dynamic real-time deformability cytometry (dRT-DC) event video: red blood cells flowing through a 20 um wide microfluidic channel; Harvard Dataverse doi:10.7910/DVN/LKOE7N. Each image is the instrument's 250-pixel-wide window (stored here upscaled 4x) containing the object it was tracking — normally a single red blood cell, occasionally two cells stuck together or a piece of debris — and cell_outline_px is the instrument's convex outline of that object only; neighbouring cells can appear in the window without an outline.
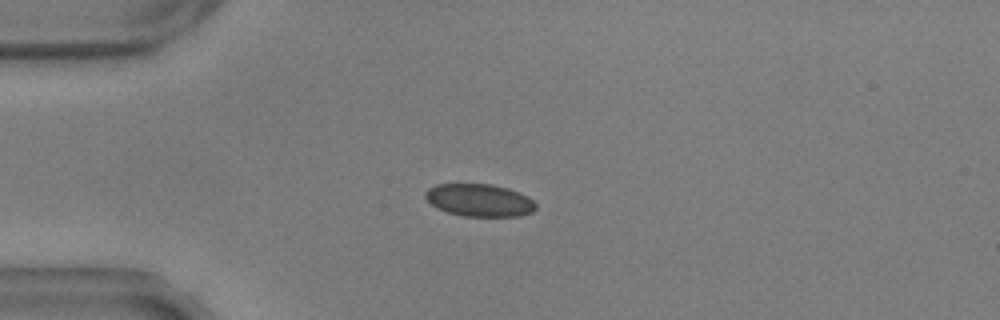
{"species": "common noctule bat (a hibernating species)", "species_latin": "Nyctalus noctula", "temperature_condition": "warm", "stored_images_in_passage": 47, "camera_frame_rate_fps": 3000, "um_per_image_px": 0.085, "animal": {"sex": "male", "body_mass_g": 17.9, "forearm_length_mm": 54.2}, "frame": {"image": 1, "passage_image": 5, "time_ms": 1.333, "image_size_px": [1000, 320], "cell_outline_px": [[536, 208], [532, 212], [520, 216], [464, 216], [448, 212], [436, 208], [424, 196], [424, 192], [428, 188], [436, 184], [492, 184], [508, 188], [520, 192], [528, 196], [536, 204]], "centroid_in_image_um": [40.75, 17.01], "position_along_channel_um": 44.2, "area_um2": 21.04}}
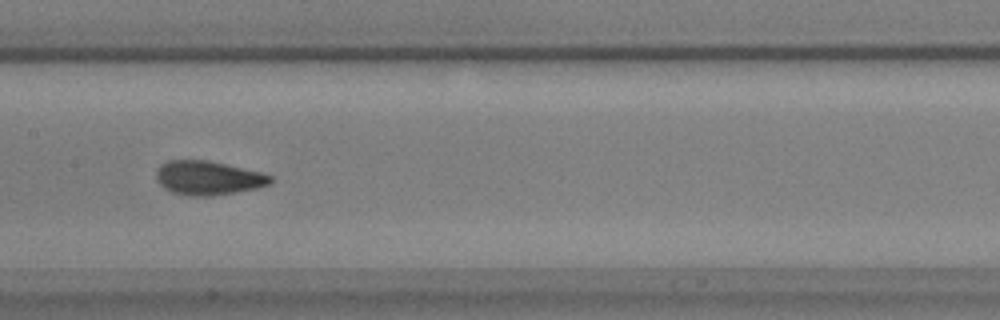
{"frame": {"image": 2, "passage_image": 19, "time_ms": 6.0, "image_size_px": [1000, 320], "cell_outline_px": [[272, 184], [256, 188], [236, 192], [208, 196], [192, 196], [172, 192], [164, 188], [156, 180], [156, 168], [160, 164], [168, 160], [208, 160], [260, 172], [272, 176]], "centroid_in_image_um": [17.66, 15.12], "position_along_channel_um": 189.7, "area_um2": 22.66}}
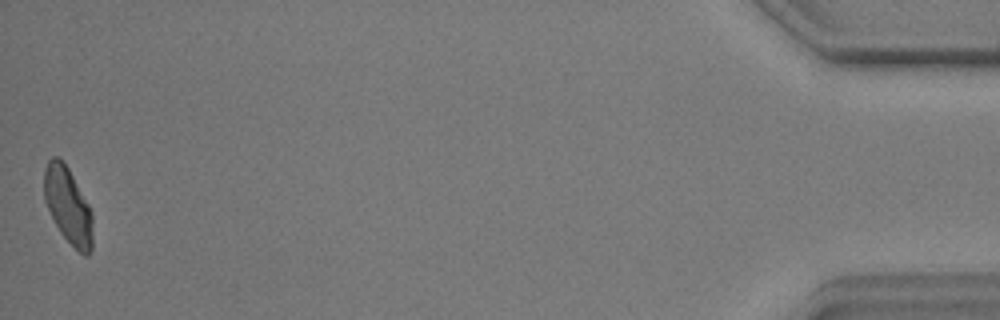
{"frame": {"image": 3, "passage_image": 47, "time_ms": 15.333, "image_size_px": [1000, 320], "cell_outline_px": [[92, 248], [88, 256], [84, 256], [60, 232], [44, 200], [44, 168], [48, 160], [52, 156], [56, 156], [68, 168], [88, 204], [92, 212]], "centroid_in_image_um": [5.78, 17.47], "position_along_channel_um": 429.4, "area_um2": 21.21}, "authors_computed_cell_mechanics": {"area_um2": 22.1374, "velocity_mm_per_s": 3.5416, "shape_relaxation_time_tau1_ms": 6.4194, "shape_relaxation_time_tau2_ms": null, "deformation_change_tau1": 0.1329, "deformation_change_tau2": null}}